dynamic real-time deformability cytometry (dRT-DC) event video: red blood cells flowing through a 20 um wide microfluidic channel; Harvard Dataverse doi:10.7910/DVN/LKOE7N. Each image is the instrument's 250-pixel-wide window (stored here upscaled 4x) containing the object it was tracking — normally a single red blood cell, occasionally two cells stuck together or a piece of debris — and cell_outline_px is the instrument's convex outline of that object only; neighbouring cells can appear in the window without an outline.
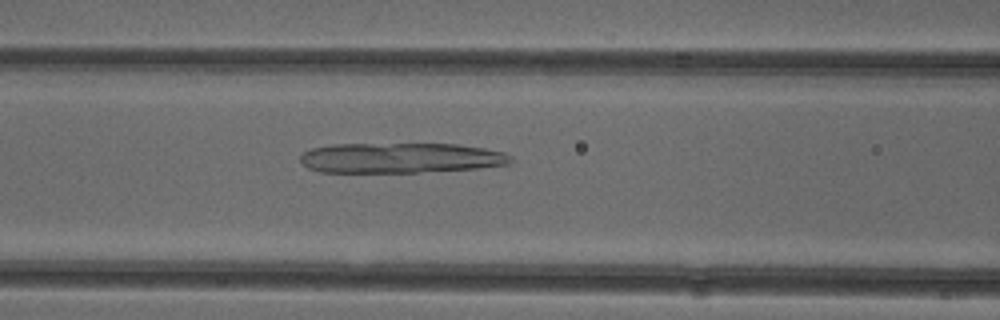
{"species": "common noctule bat (a hibernating species)", "species_latin": "Nyctalus noctula", "temperature_condition": "cold", "stored_images_in_passage": 51, "camera_frame_rate_fps": 3000, "um_per_image_px": 0.085, "animal": {"sex": "female"}, "frame": {"image": 1, "passage_image": 21, "time_ms": 6.667, "image_size_px": [1000, 320], "cell_outline_px": [[512, 160], [508, 164], [480, 168], [420, 172], [320, 172], [308, 168], [300, 160], [300, 156], [304, 152], [312, 148], [332, 144], [460, 144], [484, 148], [504, 152], [512, 156]], "centroid_in_image_um": [34.07, 13.42], "position_along_channel_um": 132.5, "area_um2": 37.17}}
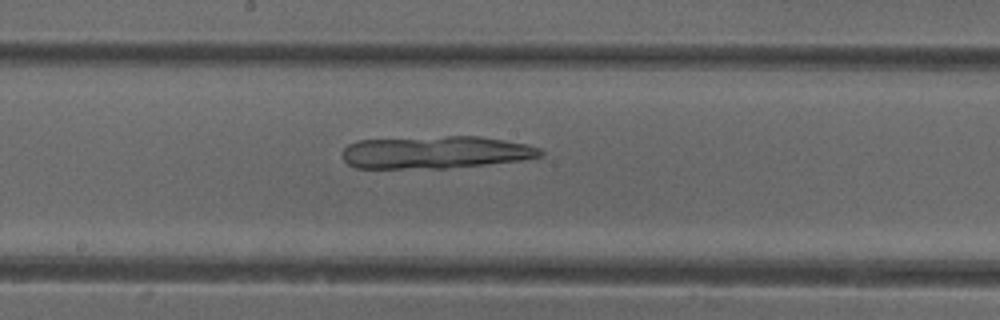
{"frame": {"image": 2, "passage_image": 27, "time_ms": 8.667, "image_size_px": [1000, 320], "cell_outline_px": [[544, 156], [524, 160], [448, 168], [356, 168], [348, 164], [340, 156], [340, 152], [348, 144], [360, 140], [448, 136], [480, 136], [528, 144], [540, 148], [544, 152]], "centroid_in_image_um": [37.03, 12.95], "position_along_channel_um": 211.2, "area_um2": 37.8}}
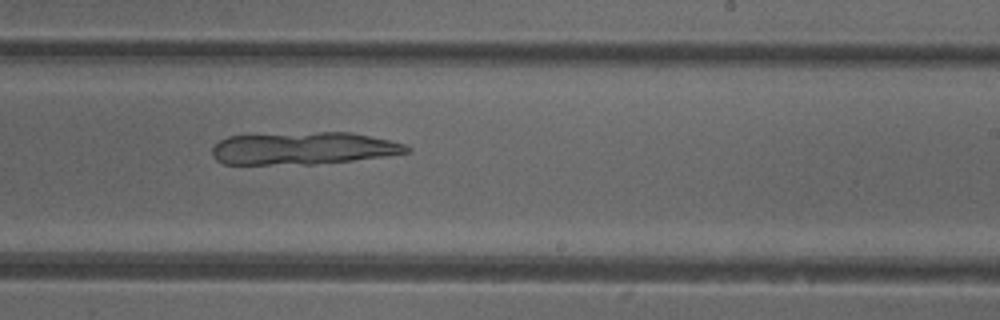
{"frame": {"image": 3, "passage_image": 31, "time_ms": 10.0, "image_size_px": [1000, 320], "cell_outline_px": [[412, 152], [384, 156], [352, 160], [312, 164], [224, 164], [216, 160], [212, 156], [212, 148], [220, 140], [228, 136], [320, 132], [352, 132], [388, 140], [404, 144], [412, 148]], "centroid_in_image_um": [25.78, 12.61], "position_along_channel_um": 263.2, "area_um2": 36.59}}